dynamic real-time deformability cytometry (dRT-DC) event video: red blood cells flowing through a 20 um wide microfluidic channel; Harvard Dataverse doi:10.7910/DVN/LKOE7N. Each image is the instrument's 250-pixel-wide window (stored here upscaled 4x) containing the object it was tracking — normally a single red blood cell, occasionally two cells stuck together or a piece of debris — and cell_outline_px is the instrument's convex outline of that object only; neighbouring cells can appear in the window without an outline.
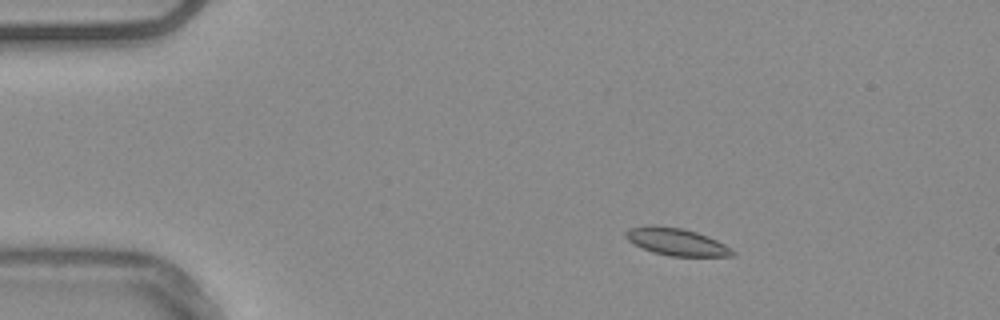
{"species": "common noctule bat (a hibernating species)", "species_latin": "Nyctalus noctula", "temperature_condition": "warm", "stored_images_in_passage": 54, "camera_frame_rate_fps": 3000, "um_per_image_px": 0.085, "animal": {"sex": "male", "body_mass_g": 20.4}, "frame": {"image": 1, "passage_image": 9, "time_ms": 2.667, "image_size_px": [1000, 320], "cell_outline_px": [[736, 256], [668, 256], [652, 252], [628, 240], [624, 236], [624, 232], [628, 228], [648, 224], [652, 224], [684, 228], [708, 236], [732, 248], [736, 252]], "centroid_in_image_um": [57.49, 20.54], "position_along_channel_um": 27.5, "area_um2": 17.22}}
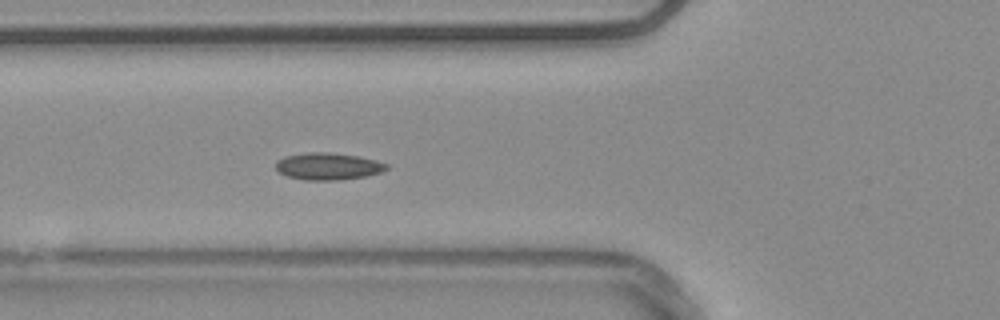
{"frame": {"image": 2, "passage_image": 20, "time_ms": 6.333, "image_size_px": [1000, 320], "cell_outline_px": [[388, 168], [380, 172], [364, 176], [336, 180], [304, 180], [288, 176], [280, 172], [276, 168], [276, 160], [284, 156], [308, 152], [328, 152], [356, 156], [376, 160], [388, 164]], "centroid_in_image_um": [27.85, 14.13], "position_along_channel_um": 97.9, "area_um2": 17.28}}
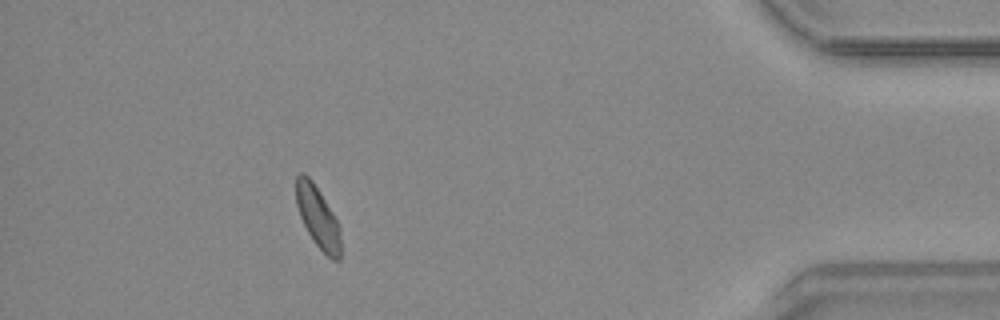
{"frame": {"image": 3, "passage_image": 49, "time_ms": 16.0, "image_size_px": [1000, 320], "cell_outline_px": [[340, 260], [332, 260], [316, 244], [308, 232], [300, 216], [296, 204], [296, 176], [300, 172], [304, 172], [312, 180], [320, 192], [332, 212], [340, 228]], "centroid_in_image_um": [27.0, 18.43], "position_along_channel_um": 408.2, "area_um2": 15.78}, "authors_computed_cell_mechanics": {"area_um2": 16.4441, "velocity_mm_per_s": 3.7422, "shape_relaxation_time_tau1_ms": null, "shape_relaxation_time_tau2_ms": 2.8804, "deformation_change_tau1": null, "deformation_change_tau2": 0.0717}}